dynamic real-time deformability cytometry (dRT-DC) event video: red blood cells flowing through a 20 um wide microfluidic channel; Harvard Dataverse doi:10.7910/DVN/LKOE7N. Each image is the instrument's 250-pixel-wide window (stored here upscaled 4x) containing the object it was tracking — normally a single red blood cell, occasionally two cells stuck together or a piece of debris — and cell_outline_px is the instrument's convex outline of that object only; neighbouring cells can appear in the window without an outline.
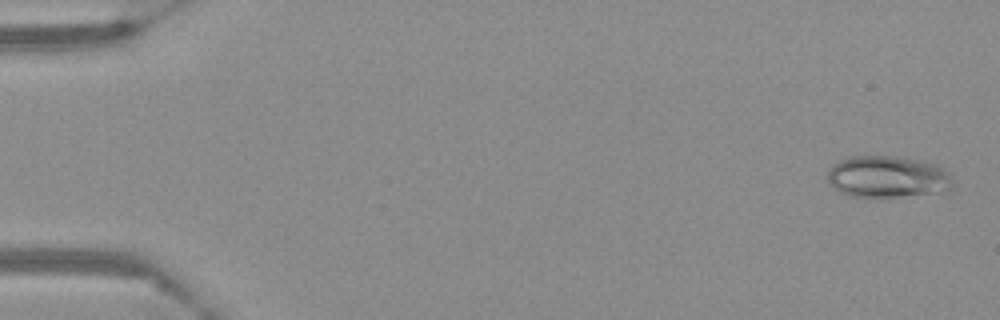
{"species": "Egyptian fruit bat (a non-hibernating species)", "species_latin": "Rousettus aegyptiacus", "temperature_condition": "warm", "stored_images_in_passage": 59, "camera_frame_rate_fps": 3000, "um_per_image_px": 0.085, "frame": {"image": 1, "passage_image": 2, "time_ms": 0.333, "image_size_px": [1000, 320], "cell_outline_px": [[952, 184], [948, 188], [928, 192], [896, 196], [852, 196], [840, 192], [828, 180], [828, 172], [832, 164], [848, 156], [896, 156], [924, 160], [936, 164], [944, 168], [952, 176]], "centroid_in_image_um": [75.41, 14.98], "position_along_channel_um": 9.6, "area_um2": 29.94}}
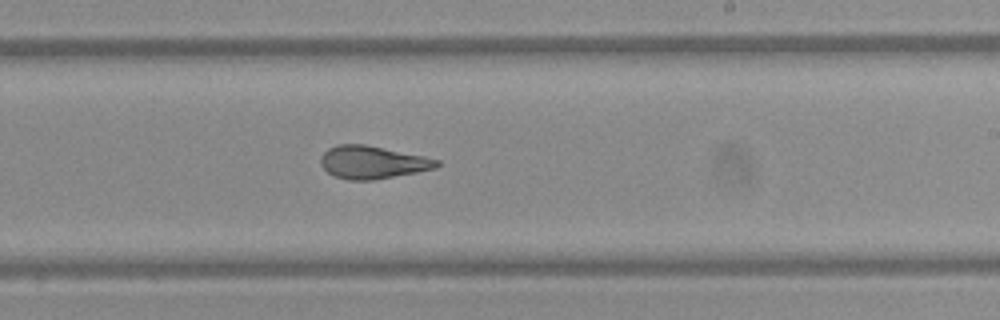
{"frame": {"image": 2, "passage_image": 36, "time_ms": 11.667, "image_size_px": [1000, 320], "cell_outline_px": [[440, 164], [436, 168], [416, 172], [372, 180], [348, 180], [336, 176], [328, 172], [320, 164], [320, 156], [328, 148], [336, 144], [364, 144], [424, 156], [440, 160]], "centroid_in_image_um": [31.64, 13.78], "position_along_channel_um": 257.4, "area_um2": 22.08}}
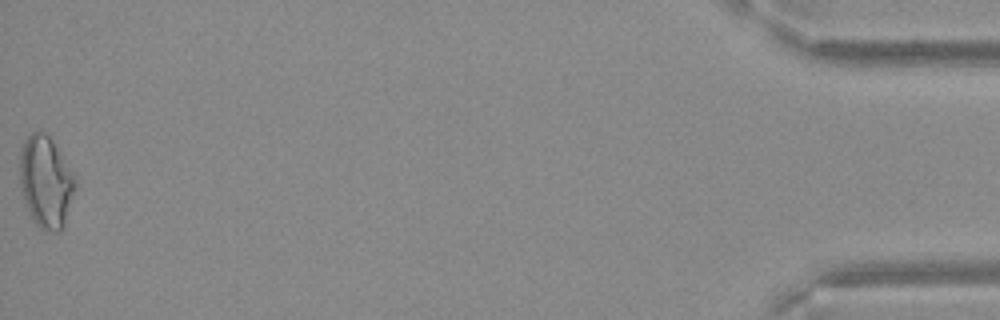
{"frame": {"image": 3, "passage_image": 59, "time_ms": 19.333, "image_size_px": [1000, 320], "cell_outline_px": [[76, 188], [64, 224], [60, 232], [52, 232], [40, 228], [36, 224], [28, 208], [20, 184], [20, 152], [24, 140], [32, 132], [44, 132], [52, 140], [72, 172], [76, 180]], "centroid_in_image_um": [3.91, 15.46], "position_along_channel_um": 431.3, "area_um2": 29.13}}